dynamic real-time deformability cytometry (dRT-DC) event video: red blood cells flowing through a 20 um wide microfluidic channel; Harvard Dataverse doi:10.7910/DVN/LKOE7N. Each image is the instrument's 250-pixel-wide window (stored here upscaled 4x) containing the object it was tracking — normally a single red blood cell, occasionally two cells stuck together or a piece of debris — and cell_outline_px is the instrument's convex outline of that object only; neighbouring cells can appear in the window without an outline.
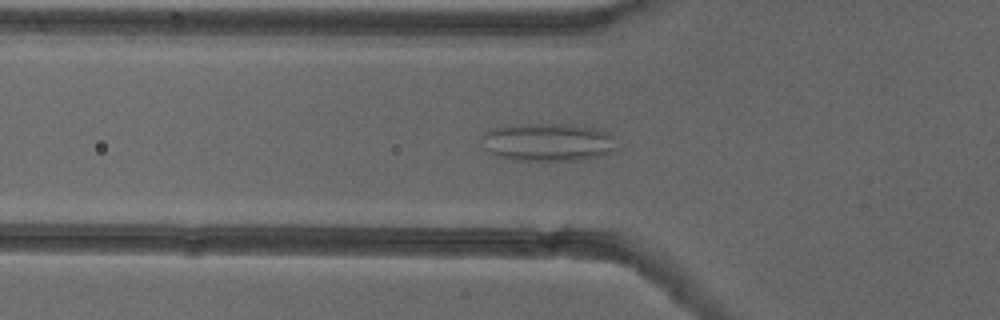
{"species": "common noctule bat (a hibernating species)", "species_latin": "Nyctalus noctula", "temperature_condition": "cold", "stored_images_in_passage": 53, "camera_frame_rate_fps": 3000, "um_per_image_px": 0.085, "animal": {"sex": "female"}, "frame": {"image": 1, "passage_image": 19, "time_ms": 6.0, "image_size_px": [1000, 320], "cell_outline_px": [[616, 148], [612, 152], [600, 156], [584, 160], [512, 160], [496, 156], [488, 152], [484, 148], [480, 136], [484, 132], [496, 128], [524, 124], [568, 124], [592, 128], [608, 132], [612, 136]], "centroid_in_image_um": [46.54, 12.1], "position_along_channel_um": 79.3, "area_um2": 29.88}}
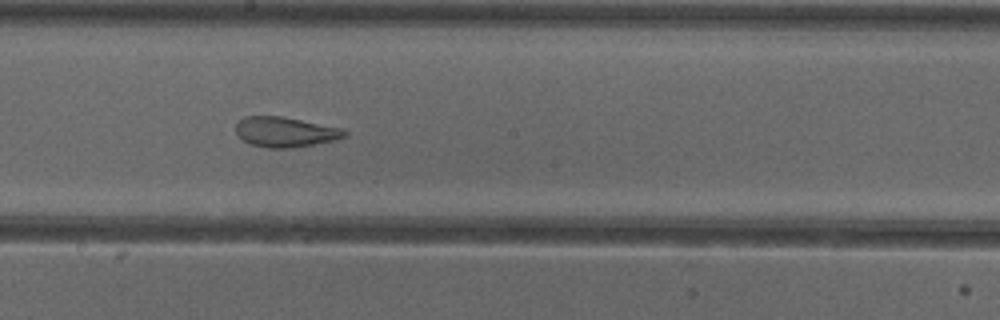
{"frame": {"image": 2, "passage_image": 30, "time_ms": 9.667, "image_size_px": [1000, 320], "cell_outline_px": [[348, 136], [336, 140], [292, 148], [268, 148], [252, 144], [244, 140], [236, 132], [236, 124], [244, 116], [280, 116], [340, 128], [348, 132]], "centroid_in_image_um": [24.26, 11.22], "position_along_channel_um": 223.9, "area_um2": 18.84}}
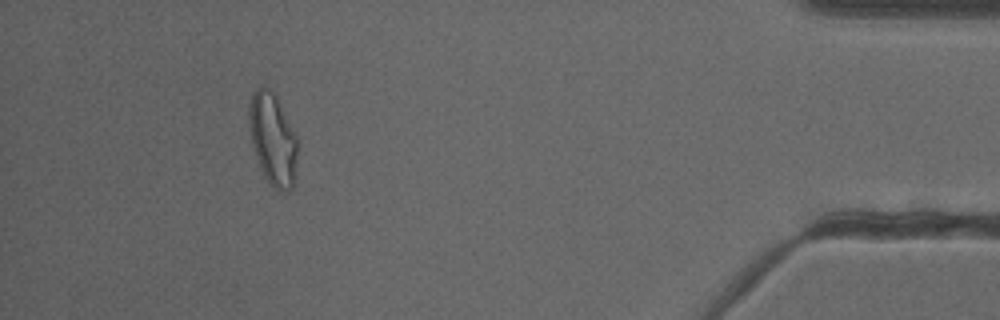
{"frame": {"image": 3, "passage_image": 49, "time_ms": 16.0, "image_size_px": [1000, 320], "cell_outline_px": [[296, 184], [288, 192], [284, 192], [276, 188], [264, 176], [260, 168], [252, 144], [248, 124], [248, 104], [252, 92], [256, 88], [268, 88], [276, 96], [296, 132]], "centroid_in_image_um": [23.19, 11.83], "position_along_channel_um": 412.0, "area_um2": 26.18}, "authors_computed_cell_mechanics": {"area_um2": 25.6632, "velocity_mm_per_s": 3.9048, "shape_relaxation_time_tau1_ms": null, "shape_relaxation_time_tau2_ms": 1.4946, "deformation_change_tau1": null, "deformation_change_tau2": 0.1053}}